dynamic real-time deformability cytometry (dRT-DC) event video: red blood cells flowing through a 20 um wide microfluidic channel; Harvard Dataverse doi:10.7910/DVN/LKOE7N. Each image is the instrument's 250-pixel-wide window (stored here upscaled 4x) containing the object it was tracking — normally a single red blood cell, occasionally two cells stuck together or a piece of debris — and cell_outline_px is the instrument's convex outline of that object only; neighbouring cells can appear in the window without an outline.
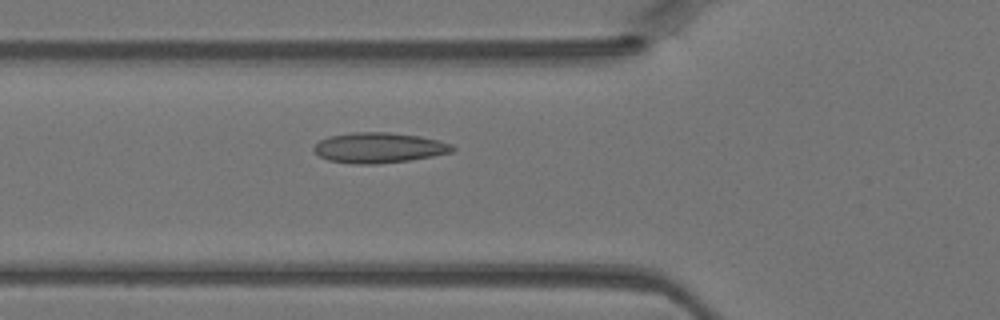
{"species": "Egyptian fruit bat (a non-hibernating species)", "species_latin": "Rousettus aegyptiacus", "temperature_condition": "warm", "stored_images_in_passage": 28, "camera_frame_rate_fps": 3000, "um_per_image_px": 0.085, "animal": {"sex": "female"}, "frame": {"image": 1, "passage_image": 5, "time_ms": 1.333, "image_size_px": [1000, 320], "cell_outline_px": [[456, 148], [452, 152], [432, 156], [408, 160], [380, 164], [356, 164], [328, 160], [320, 156], [312, 148], [320, 140], [328, 136], [352, 132], [388, 132], [420, 136], [440, 140], [452, 144]], "centroid_in_image_um": [32.22, 12.55], "position_along_channel_um": 93.6, "area_um2": 24.57}}
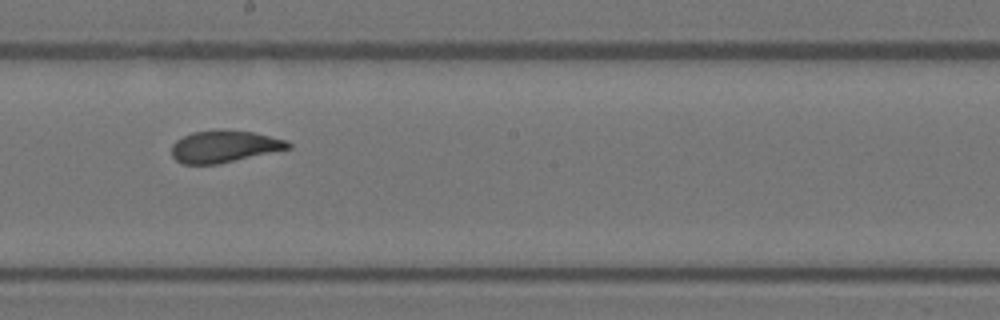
{"frame": {"image": 2, "passage_image": 14, "time_ms": 4.333, "image_size_px": [1000, 320], "cell_outline_px": [[292, 148], [216, 164], [184, 164], [176, 160], [172, 156], [172, 144], [176, 140], [192, 132], [252, 132], [288, 140], [292, 144]], "centroid_in_image_um": [19.08, 12.48], "position_along_channel_um": 229.1, "area_um2": 20.98}}
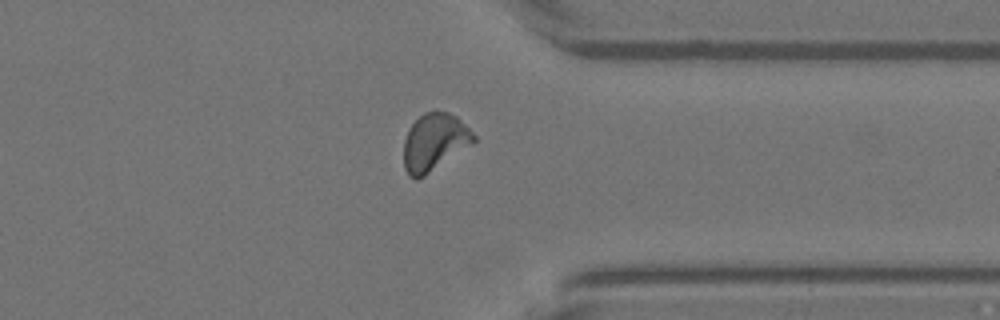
{"frame": {"image": 3, "passage_image": 24, "time_ms": 7.667, "image_size_px": [1000, 320], "cell_outline_px": [[476, 140], [472, 144], [424, 176], [416, 180], [408, 176], [404, 168], [404, 140], [408, 128], [424, 112], [448, 112], [456, 116], [476, 136]], "centroid_in_image_um": [36.9, 12.1], "position_along_channel_um": 374.5, "area_um2": 23.18}}